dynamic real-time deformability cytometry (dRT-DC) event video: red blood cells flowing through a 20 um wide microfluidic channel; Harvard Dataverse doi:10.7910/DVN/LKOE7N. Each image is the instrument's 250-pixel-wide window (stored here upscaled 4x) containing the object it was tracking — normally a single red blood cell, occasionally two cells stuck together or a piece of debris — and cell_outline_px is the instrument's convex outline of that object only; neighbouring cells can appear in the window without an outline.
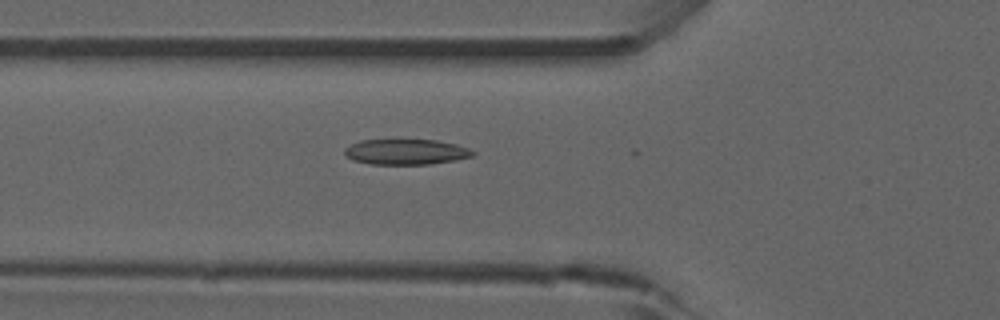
{"species": "common noctule bat (a hibernating species)", "species_latin": "Nyctalus noctula", "temperature_condition": "room temperature", "stored_images_in_passage": 11, "camera_frame_rate_fps": 3000, "um_per_image_px": 0.085, "animal": {"sex": "male", "forearm_length_mm": 52.5}, "frame": {"image": 1, "passage_image": 6, "time_ms": 1.667, "image_size_px": [1000, 320], "cell_outline_px": [[476, 152], [472, 156], [452, 160], [428, 164], [372, 164], [352, 160], [344, 152], [344, 148], [360, 140], [396, 136], [436, 140], [456, 144], [468, 148]], "centroid_in_image_um": [34.45, 12.84], "position_along_channel_um": 91.3, "area_um2": 19.88}}
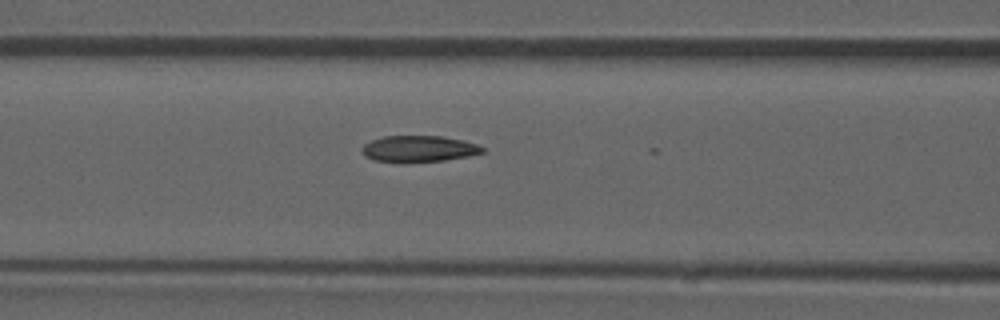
{"frame": {"image": 2, "passage_image": 9, "time_ms": 2.667, "image_size_px": [1000, 320], "cell_outline_px": [[484, 152], [468, 156], [444, 160], [376, 160], [364, 156], [364, 144], [372, 140], [384, 136], [440, 136], [464, 140], [476, 144], [484, 148]], "centroid_in_image_um": [35.66, 12.61], "position_along_channel_um": 130.9, "area_um2": 17.63}}